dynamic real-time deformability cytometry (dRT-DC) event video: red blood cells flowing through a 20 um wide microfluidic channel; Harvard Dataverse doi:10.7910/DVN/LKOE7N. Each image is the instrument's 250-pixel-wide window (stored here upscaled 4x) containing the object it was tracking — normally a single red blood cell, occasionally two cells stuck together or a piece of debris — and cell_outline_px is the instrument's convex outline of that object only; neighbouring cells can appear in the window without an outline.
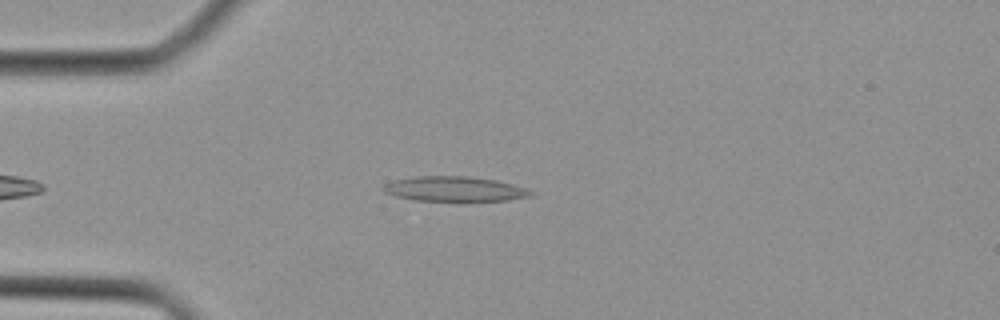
{"species": "Egyptian fruit bat (a non-hibernating species)", "species_latin": "Rousettus aegyptiacus", "temperature_condition": "cold", "stored_images_in_passage": 29, "camera_frame_rate_fps": 3000, "um_per_image_px": 0.085, "animal": {"sex": "female"}, "frame": {"image": 1, "passage_image": 2, "time_ms": 0.333, "image_size_px": [1000, 320], "cell_outline_px": [[536, 192], [532, 196], [508, 200], [416, 200], [396, 196], [384, 192], [380, 188], [384, 184], [392, 180], [416, 176], [468, 176], [496, 180], [512, 184]], "centroid_in_image_um": [38.61, 16.05], "position_along_channel_um": 46.4, "area_um2": 21.27}}
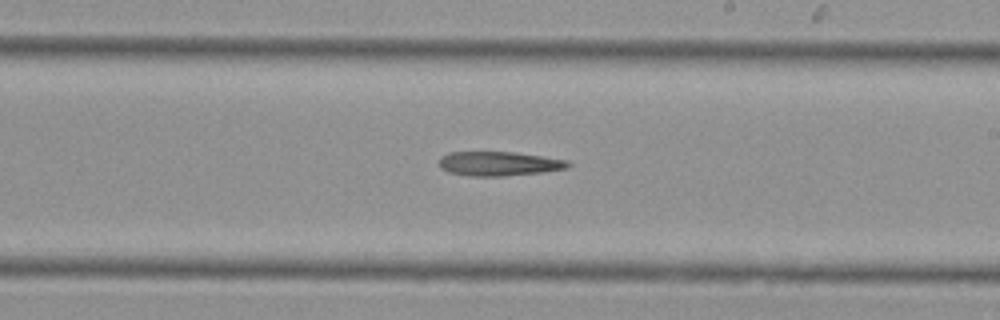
{"frame": {"image": 2, "passage_image": 15, "time_ms": 4.667, "image_size_px": [1000, 320], "cell_outline_px": [[572, 164], [568, 168], [544, 172], [504, 176], [472, 176], [448, 172], [440, 168], [440, 156], [448, 152], [516, 152], [568, 160]], "centroid_in_image_um": [42.43, 13.91], "position_along_channel_um": 246.6, "area_um2": 18.38}}
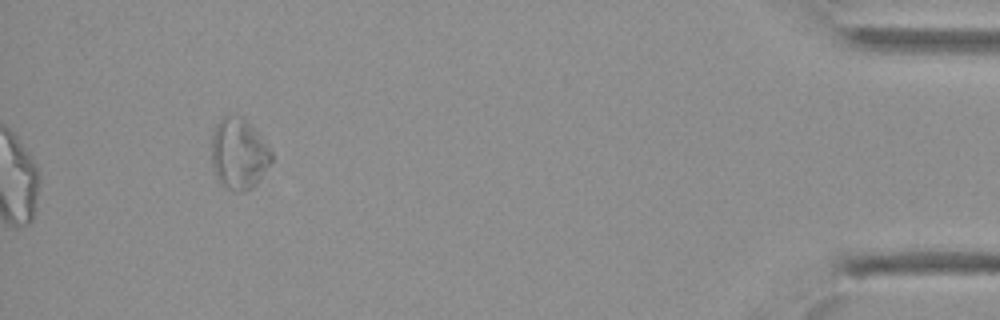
{"frame": {"image": 3, "passage_image": 29, "time_ms": 9.333, "image_size_px": [1000, 320], "cell_outline_px": [[272, 160], [256, 184], [252, 188], [240, 192], [236, 192], [220, 184], [212, 164], [212, 136], [216, 124], [224, 116], [232, 112], [244, 116], [256, 128], [272, 152]], "centroid_in_image_um": [20.31, 13.01], "position_along_channel_um": 414.9, "area_um2": 25.14}}